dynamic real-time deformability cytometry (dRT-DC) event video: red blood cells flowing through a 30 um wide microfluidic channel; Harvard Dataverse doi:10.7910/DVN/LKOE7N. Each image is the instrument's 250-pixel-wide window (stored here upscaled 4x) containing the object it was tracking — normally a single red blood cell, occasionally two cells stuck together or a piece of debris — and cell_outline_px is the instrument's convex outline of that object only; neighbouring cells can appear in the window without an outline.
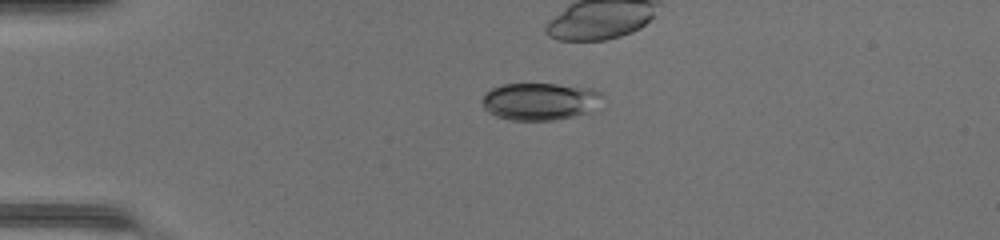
{"species": "common noctule bat (a hibernating species)", "species_latin": "Nyctalus noctula", "temperature_condition": "warm", "stored_images_in_passage": 40, "camera_frame_rate_fps": 3000, "um_per_image_px": 0.085, "animal": {"sex": "female", "body_mass_g": 17.0, "forearm_length_mm": 48.0}, "frame": {"image": 1, "passage_image": 12, "time_ms": 3.667, "image_size_px": [1000, 240], "cell_outline_px": [[604, 96], [584, 112], [572, 116], [552, 120], [512, 120], [496, 116], [488, 112], [484, 108], [484, 96], [492, 88], [504, 84], [556, 84], [588, 88], [600, 92]], "centroid_in_image_um": [45.83, 8.61], "position_along_channel_um": 39.2, "area_um2": 25.32}}